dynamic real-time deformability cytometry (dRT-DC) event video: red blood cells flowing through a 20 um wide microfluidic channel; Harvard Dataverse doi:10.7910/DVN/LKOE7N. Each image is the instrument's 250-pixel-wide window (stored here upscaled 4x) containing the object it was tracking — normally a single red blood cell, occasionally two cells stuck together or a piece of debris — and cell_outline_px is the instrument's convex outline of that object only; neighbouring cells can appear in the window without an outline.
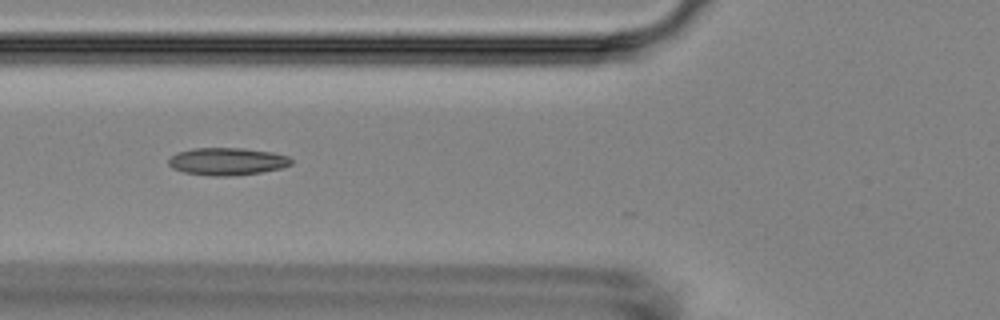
{"species": "Egyptian fruit bat (a non-hibernating species)", "species_latin": "Rousettus aegyptiacus", "temperature_condition": "room temperature", "stored_images_in_passage": 4, "camera_frame_rate_fps": 3000, "um_per_image_px": 0.085, "animal": {"sex": "female"}, "frame": {"image": 1, "passage_image": 4, "time_ms": 3.333, "image_size_px": [1000, 320], "cell_outline_px": [[292, 164], [280, 168], [260, 172], [228, 176], [212, 176], [184, 172], [172, 168], [168, 164], [168, 160], [176, 152], [192, 148], [244, 148], [272, 152], [288, 156], [292, 160]], "centroid_in_image_um": [19.28, 13.71], "position_along_channel_um": 106.5, "area_um2": 19.59}}